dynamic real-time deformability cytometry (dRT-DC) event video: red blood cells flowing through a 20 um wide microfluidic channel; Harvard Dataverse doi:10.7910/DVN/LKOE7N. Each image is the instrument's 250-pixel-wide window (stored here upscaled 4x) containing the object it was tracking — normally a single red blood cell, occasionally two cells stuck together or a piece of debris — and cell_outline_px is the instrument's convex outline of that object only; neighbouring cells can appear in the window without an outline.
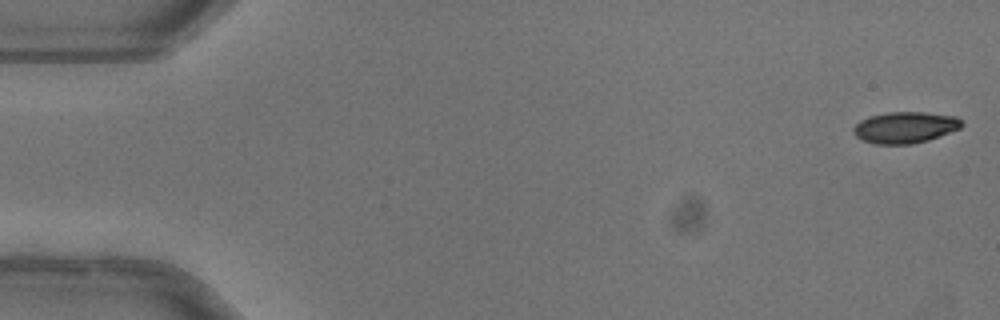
{"species": "common noctule bat (a hibernating species)", "species_latin": "Nyctalus noctula", "temperature_condition": "warm", "stored_images_in_passage": 51, "camera_frame_rate_fps": 3000, "um_per_image_px": 0.085, "animal": {"sex": "female"}, "frame": {"image": 1, "passage_image": 1, "time_ms": 0.0, "image_size_px": [1000, 320], "cell_outline_px": [[964, 124], [960, 128], [928, 140], [912, 144], [876, 144], [864, 140], [856, 136], [852, 128], [860, 120], [868, 116], [888, 112], [924, 112], [956, 116]], "centroid_in_image_um": [76.92, 10.82], "position_along_channel_um": 8.1, "area_um2": 19.71}}
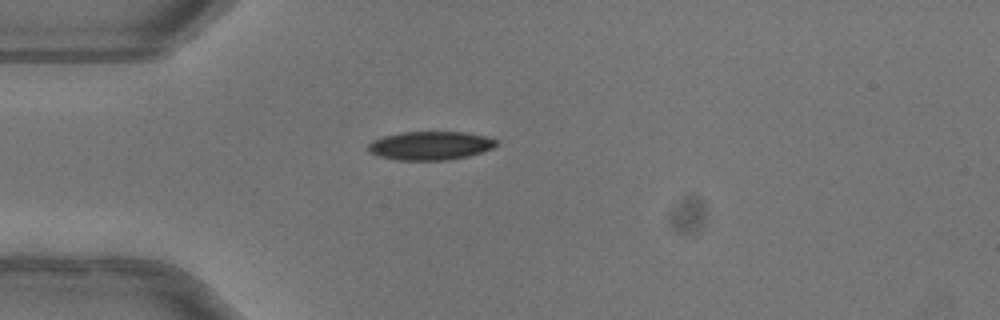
{"frame": {"image": 2, "passage_image": 14, "time_ms": 4.333, "image_size_px": [1000, 320], "cell_outline_px": [[496, 144], [492, 148], [468, 156], [448, 160], [396, 160], [376, 156], [368, 152], [368, 144], [372, 140], [384, 136], [400, 132], [464, 132], [484, 136], [496, 140]], "centroid_in_image_um": [36.5, 12.38], "position_along_channel_um": 48.5, "area_um2": 21.33}}
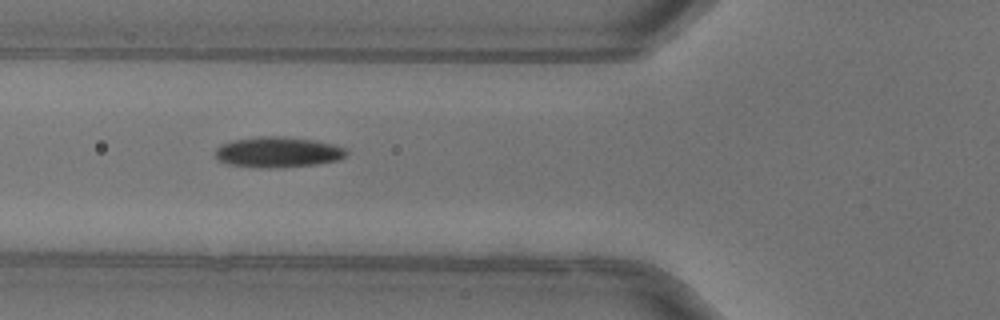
{"frame": {"image": 3, "passage_image": 19, "time_ms": 6.0, "image_size_px": [1000, 320], "cell_outline_px": [[348, 152], [340, 160], [316, 164], [276, 168], [260, 168], [228, 164], [216, 160], [216, 148], [224, 144], [236, 140], [256, 136], [284, 136], [312, 140], [332, 144], [344, 148]], "centroid_in_image_um": [23.62, 12.94], "position_along_channel_um": 102.2, "area_um2": 23.29}, "authors_computed_cell_mechanics": {"area_um2": 21.5016, "velocity_mm_per_s": 4.0569, "shape_relaxation_time_tau1_ms": 4.0024, "shape_relaxation_time_tau2_ms": 5.623, "deformation_change_tau1": 0.1536, "deformation_change_tau2": 0.0994}}